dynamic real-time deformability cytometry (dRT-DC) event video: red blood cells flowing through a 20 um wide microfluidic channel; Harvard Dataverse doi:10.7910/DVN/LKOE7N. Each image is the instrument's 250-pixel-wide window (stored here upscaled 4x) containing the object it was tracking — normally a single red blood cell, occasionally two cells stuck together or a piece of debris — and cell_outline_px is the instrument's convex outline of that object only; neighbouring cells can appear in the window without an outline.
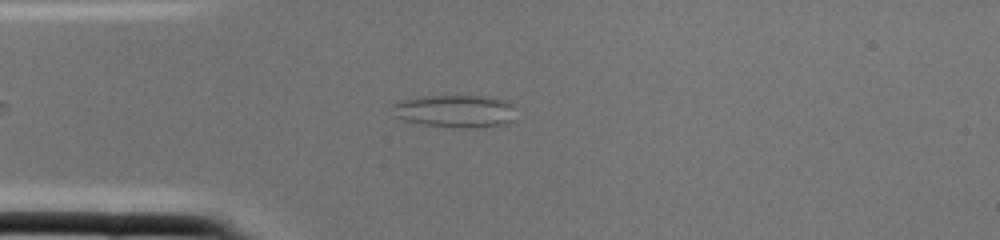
{"species": "common noctule bat (a hibernating species)", "species_latin": "Nyctalus noctula", "temperature_condition": "cold", "stored_images_in_passage": 1, "camera_frame_rate_fps": 3000, "um_per_image_px": 0.085, "animal": {"sex": "female", "body_mass_g": 22.0, "forearm_length_mm": 56.7}, "frame": {"image": 1, "passage_image": 1, "time_ms": 0.0, "image_size_px": [1000, 240], "cell_outline_px": [[512, 120], [504, 124], [480, 128], [460, 128], [420, 124], [404, 120], [392, 116], [388, 104], [400, 100], [416, 96], [480, 96], [504, 100], [512, 104]], "centroid_in_image_um": [38.54, 9.45], "position_along_channel_um": 46.5, "area_um2": 23.87}}